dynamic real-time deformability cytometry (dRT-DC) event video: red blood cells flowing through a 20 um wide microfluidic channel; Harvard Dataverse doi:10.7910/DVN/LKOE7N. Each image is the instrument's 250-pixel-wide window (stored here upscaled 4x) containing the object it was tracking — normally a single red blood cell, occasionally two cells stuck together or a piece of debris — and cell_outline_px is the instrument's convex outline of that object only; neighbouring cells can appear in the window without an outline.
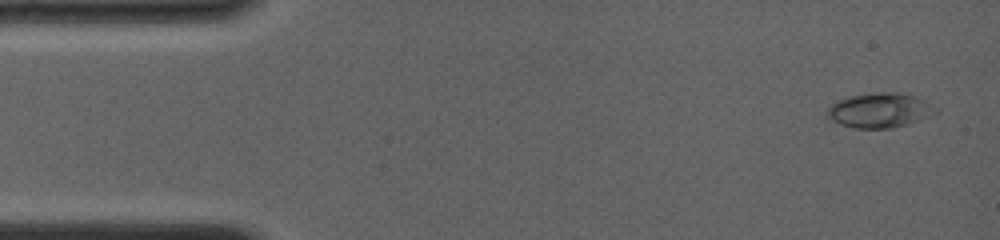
{"species": "common noctule bat (a hibernating species)", "species_latin": "Nyctalus noctula", "temperature_condition": "room temperature", "stored_images_in_passage": 9, "camera_frame_rate_fps": 4000, "um_per_image_px": 0.085, "animal": {"sex": "female", "body_mass_g": 19.0, "forearm_length_mm": 56.7}, "frame": {"image": 1, "passage_image": 1, "time_ms": 0.0, "image_size_px": [1000, 240], "cell_outline_px": [[940, 112], [908, 124], [892, 128], [856, 128], [840, 124], [832, 120], [824, 112], [832, 104], [848, 96], [880, 92], [896, 92], [912, 96], [936, 108]], "centroid_in_image_um": [74.74, 9.39], "position_along_channel_um": 10.3, "area_um2": 21.56}}
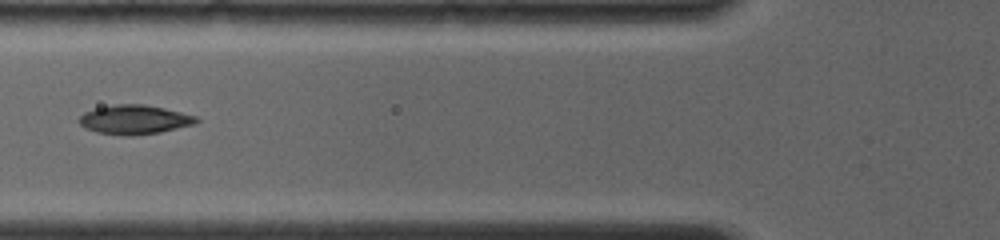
{"frame": {"image": 2, "passage_image": 7, "time_ms": 5.25, "image_size_px": [1000, 240], "cell_outline_px": [[200, 120], [196, 124], [160, 132], [132, 136], [120, 136], [96, 132], [84, 128], [76, 120], [84, 112], [96, 108], [112, 104], [144, 104], [164, 108], [196, 116]], "centroid_in_image_um": [11.4, 10.17], "position_along_channel_um": 114.4, "area_um2": 20.23}}
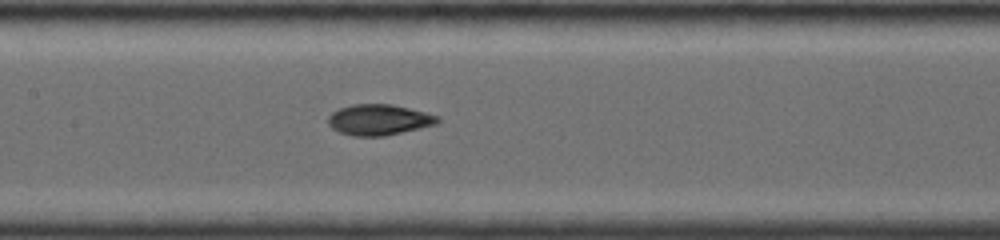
{"frame": {"image": 3, "passage_image": 9, "time_ms": 6.75, "image_size_px": [1000, 240], "cell_outline_px": [[440, 120], [436, 124], [420, 128], [384, 136], [352, 136], [340, 132], [332, 128], [328, 124], [328, 116], [332, 112], [340, 108], [352, 104], [392, 104], [440, 116]], "centroid_in_image_um": [32.19, 10.18], "position_along_channel_um": 175.2, "area_um2": 19.59}}